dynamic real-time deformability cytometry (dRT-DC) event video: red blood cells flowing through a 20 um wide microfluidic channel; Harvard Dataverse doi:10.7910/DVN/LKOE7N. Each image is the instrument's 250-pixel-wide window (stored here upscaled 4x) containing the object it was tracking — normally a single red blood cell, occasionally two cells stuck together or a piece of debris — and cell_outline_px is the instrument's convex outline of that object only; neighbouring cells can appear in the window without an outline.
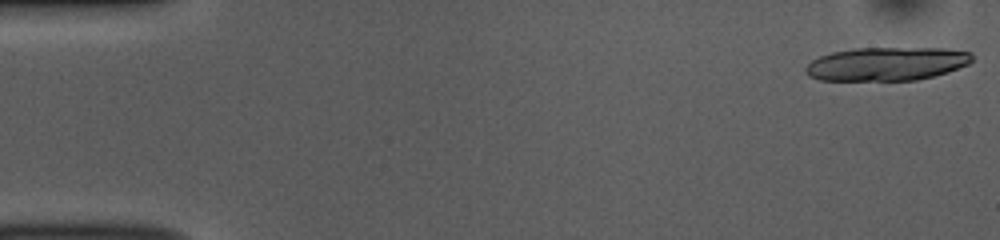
{"species": "common noctule bat (a hibernating species)", "species_latin": "Nyctalus noctula", "temperature_condition": "room temperature", "stored_images_in_passage": 16, "camera_frame_rate_fps": 3000, "um_per_image_px": 0.085, "animal": {"sex": "female", "body_mass_g": 10.0, "forearm_length_mm": 53.1}, "frame": {"image": 1, "passage_image": 1, "time_ms": 0.0, "image_size_px": [1000, 240], "cell_outline_px": [[972, 60], [968, 64], [948, 72], [916, 80], [820, 80], [808, 76], [804, 72], [804, 68], [812, 60], [820, 56], [832, 52], [852, 48], [944, 48], [972, 52]], "centroid_in_image_um": [75.35, 5.42], "position_along_channel_um": 9.7, "area_um2": 32.6}}